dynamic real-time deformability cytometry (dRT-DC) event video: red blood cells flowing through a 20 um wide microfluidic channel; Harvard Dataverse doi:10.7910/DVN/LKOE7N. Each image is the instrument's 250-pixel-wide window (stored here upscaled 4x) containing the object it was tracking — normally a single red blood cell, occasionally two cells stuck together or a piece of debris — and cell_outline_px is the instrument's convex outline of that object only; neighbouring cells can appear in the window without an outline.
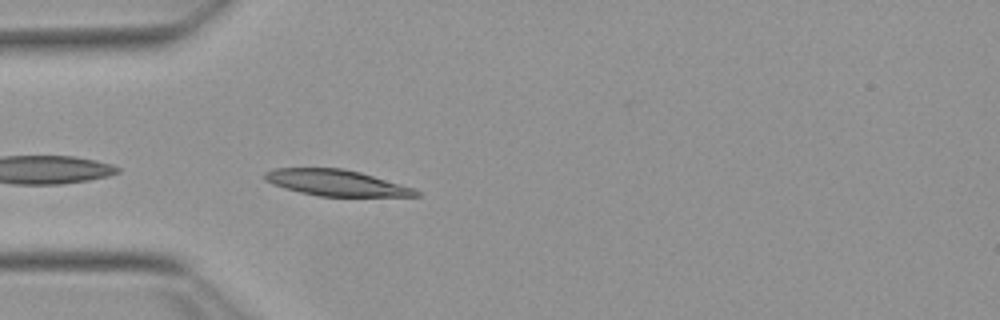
{"species": "Egyptian fruit bat (a non-hibernating species)", "species_latin": "Rousettus aegyptiacus", "temperature_condition": "warm", "stored_images_in_passage": 10, "camera_frame_rate_fps": 3000, "um_per_image_px": 0.085, "animal": {"sex": "female"}, "frame": {"image": 1, "passage_image": 2, "time_ms": 0.333, "image_size_px": [1000, 320], "cell_outline_px": [[420, 196], [320, 196], [300, 192], [284, 188], [272, 184], [264, 180], [264, 172], [276, 168], [344, 168], [360, 172], [412, 188], [420, 192]], "centroid_in_image_um": [28.52, 15.53], "position_along_channel_um": 56.5, "area_um2": 22.72}}
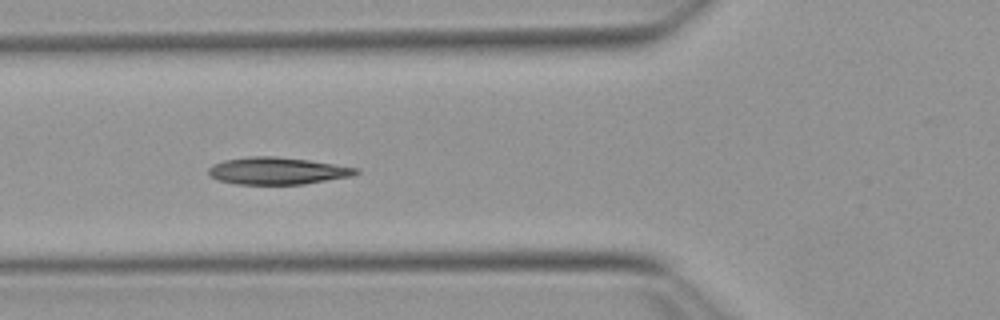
{"frame": {"image": 2, "passage_image": 6, "time_ms": 1.667, "image_size_px": [1000, 320], "cell_outline_px": [[360, 172], [352, 176], [304, 184], [236, 184], [220, 180], [212, 176], [208, 172], [208, 168], [212, 164], [224, 160], [248, 156], [276, 156], [308, 160], [360, 168]], "centroid_in_image_um": [23.59, 14.51], "position_along_channel_um": 102.2, "area_um2": 23.29}}